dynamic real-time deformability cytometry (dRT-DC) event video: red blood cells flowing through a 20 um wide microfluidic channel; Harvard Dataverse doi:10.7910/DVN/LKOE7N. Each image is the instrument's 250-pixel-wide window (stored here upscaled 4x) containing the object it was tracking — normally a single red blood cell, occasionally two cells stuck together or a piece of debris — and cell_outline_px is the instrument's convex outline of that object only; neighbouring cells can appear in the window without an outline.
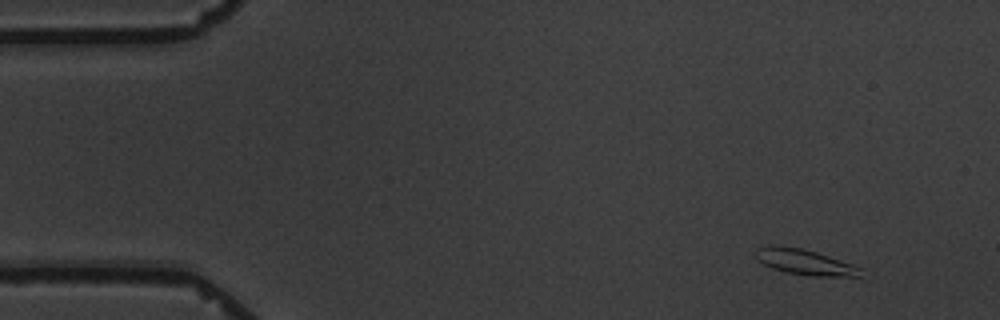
{"species": "common noctule bat (a hibernating species)", "species_latin": "Nyctalus noctula", "temperature_condition": "warm", "stored_images_in_passage": 6, "camera_frame_rate_fps": 3000, "um_per_image_px": 0.085, "animal": {"sex": "male", "body_mass_g": 19.5, "forearm_length_mm": 54.6}, "frame": {"image": 1, "passage_image": 1, "time_ms": 0.0, "image_size_px": [1000, 320], "cell_outline_px": [[864, 268], [860, 276], [812, 276], [784, 272], [772, 268], [756, 260], [752, 256], [756, 248], [772, 244], [800, 248], [816, 252]], "centroid_in_image_um": [68.34, 22.26], "position_along_channel_um": 16.7, "area_um2": 15.84}}
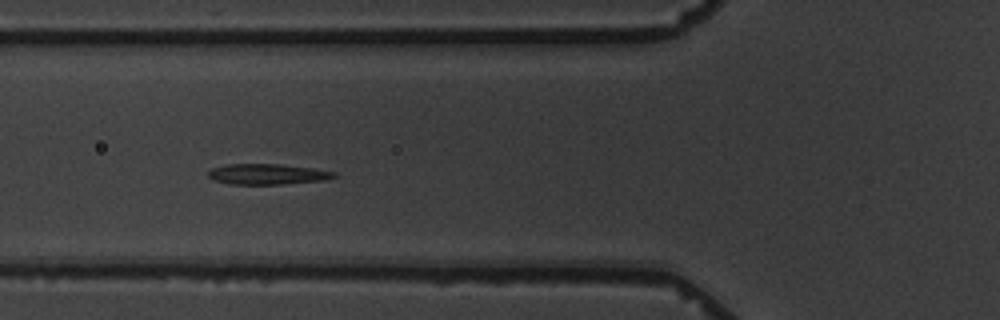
{"frame": {"image": 2, "passage_image": 5, "time_ms": 5.333, "image_size_px": [1000, 320], "cell_outline_px": [[336, 176], [324, 180], [280, 184], [232, 184], [216, 180], [208, 176], [208, 172], [212, 168], [228, 164], [280, 164], [312, 168], [336, 172]], "centroid_in_image_um": [22.74, 14.8], "position_along_channel_um": 103.1, "area_um2": 14.85}}
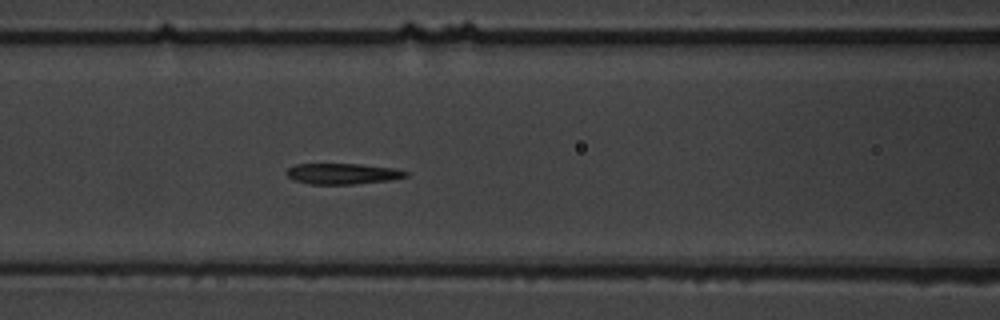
{"frame": {"image": 3, "passage_image": 6, "time_ms": 6.333, "image_size_px": [1000, 320], "cell_outline_px": [[408, 176], [388, 180], [352, 184], [312, 184], [292, 180], [284, 172], [288, 168], [296, 164], [360, 164], [396, 168], [408, 172]], "centroid_in_image_um": [29.1, 14.76], "position_along_channel_um": 137.5, "area_um2": 14.45}}